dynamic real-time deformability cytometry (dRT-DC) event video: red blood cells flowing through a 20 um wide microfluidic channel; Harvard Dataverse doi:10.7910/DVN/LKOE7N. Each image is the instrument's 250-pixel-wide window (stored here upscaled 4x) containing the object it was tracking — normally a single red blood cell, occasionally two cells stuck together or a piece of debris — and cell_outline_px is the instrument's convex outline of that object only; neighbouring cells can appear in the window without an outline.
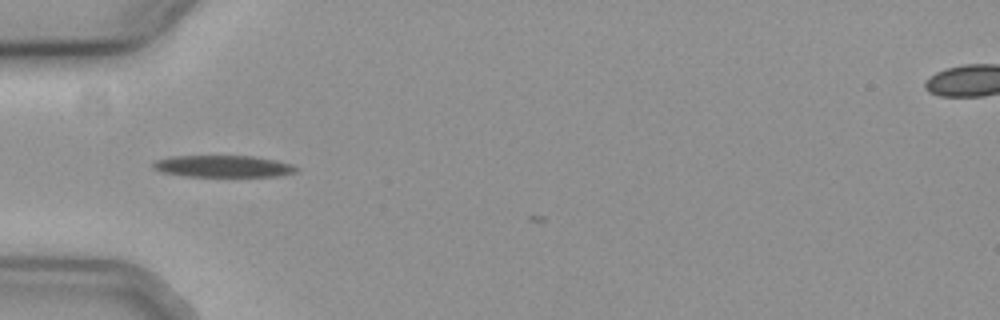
{"species": "common noctule bat (a hibernating species)", "species_latin": "Nyctalus noctula", "temperature_condition": "cold", "stored_images_in_passage": 3, "camera_frame_rate_fps": 3000, "um_per_image_px": 0.085, "animal": {"sex": "female", "body_mass_g": 19.3, "forearm_length_mm": 54.1}, "frame": {"image": 1, "passage_image": 2, "time_ms": 0.333, "image_size_px": [1000, 320], "cell_outline_px": [[300, 168], [296, 172], [276, 176], [184, 176], [160, 172], [152, 168], [152, 164], [156, 160], [172, 156], [252, 156], [276, 160], [292, 164]], "centroid_in_image_um": [18.95, 14.13], "position_along_channel_um": 66.0, "area_um2": 18.21}}